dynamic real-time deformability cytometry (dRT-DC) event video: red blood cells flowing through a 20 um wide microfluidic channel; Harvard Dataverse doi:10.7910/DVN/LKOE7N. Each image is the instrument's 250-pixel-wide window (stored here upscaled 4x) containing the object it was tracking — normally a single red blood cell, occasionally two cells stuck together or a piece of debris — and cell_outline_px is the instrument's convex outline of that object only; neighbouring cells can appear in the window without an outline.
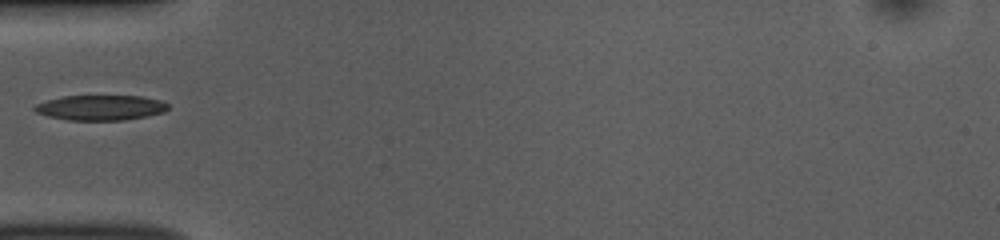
{"species": "common noctule bat (a hibernating species)", "species_latin": "Nyctalus noctula", "temperature_condition": "room temperature", "stored_images_in_passage": 36, "camera_frame_rate_fps": 3000, "um_per_image_px": 0.085, "animal": {"sex": "female", "body_mass_g": 10.0, "forearm_length_mm": 53.1}, "frame": {"image": 1, "passage_image": 1, "time_ms": 0.0, "image_size_px": [1000, 240], "cell_outline_px": [[168, 108], [164, 112], [148, 116], [124, 120], [68, 120], [48, 116], [36, 112], [32, 108], [36, 104], [48, 100], [64, 96], [140, 96], [160, 100], [168, 104]], "centroid_in_image_um": [8.56, 9.15], "position_along_channel_um": 76.4, "area_um2": 19.48}}
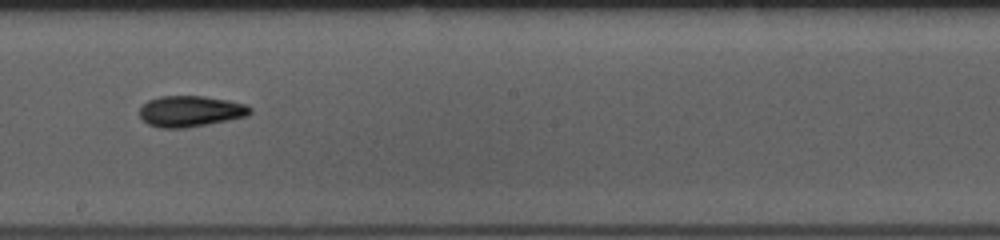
{"frame": {"image": 2, "passage_image": 13, "time_ms": 4.0, "image_size_px": [1000, 240], "cell_outline_px": [[252, 112], [248, 116], [228, 120], [184, 128], [160, 128], [148, 124], [140, 116], [140, 108], [148, 100], [160, 96], [204, 96], [228, 100], [244, 104], [252, 108]], "centroid_in_image_um": [16.2, 9.45], "position_along_channel_um": 232.0, "area_um2": 19.88}}
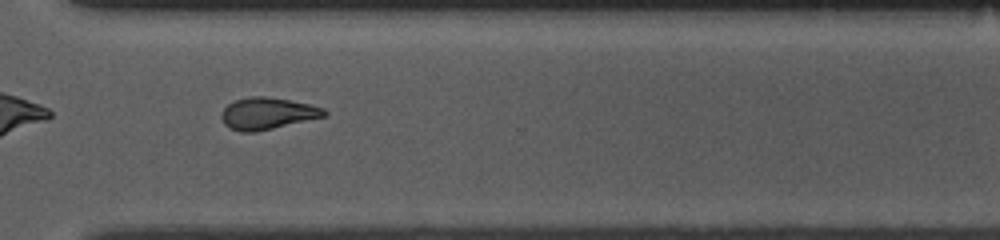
{"frame": {"image": 3, "passage_image": 22, "time_ms": 7.0, "image_size_px": [1000, 240], "cell_outline_px": [[328, 112], [324, 116], [256, 132], [240, 132], [228, 128], [224, 124], [220, 116], [220, 112], [228, 104], [236, 100], [248, 96], [268, 96], [312, 104], [324, 108]], "centroid_in_image_um": [22.69, 9.63], "position_along_channel_um": 347.9, "area_um2": 19.19}}